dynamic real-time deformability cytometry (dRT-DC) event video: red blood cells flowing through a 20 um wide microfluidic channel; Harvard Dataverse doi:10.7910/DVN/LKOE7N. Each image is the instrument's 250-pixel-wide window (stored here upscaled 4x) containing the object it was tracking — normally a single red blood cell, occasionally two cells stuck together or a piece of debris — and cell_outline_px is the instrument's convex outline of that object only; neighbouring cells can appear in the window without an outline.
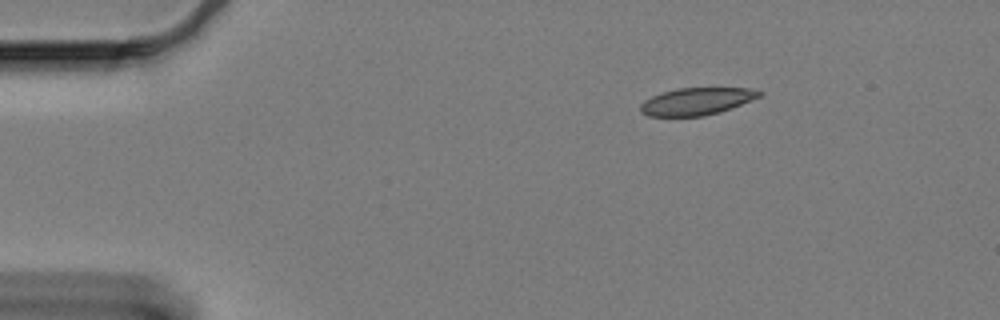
{"species": "Egyptian fruit bat (a non-hibernating species)", "species_latin": "Rousettus aegyptiacus", "temperature_condition": "cold", "stored_images_in_passage": 16, "camera_frame_rate_fps": 3000, "um_per_image_px": 0.085, "animal": {"sex": "female"}, "frame": {"image": 1, "passage_image": 1, "time_ms": 0.0, "image_size_px": [1000, 320], "cell_outline_px": [[764, 92], [760, 96], [720, 112], [704, 116], [648, 116], [640, 112], [640, 104], [644, 100], [660, 92], [676, 88], [748, 88]], "centroid_in_image_um": [59.15, 8.61], "position_along_channel_um": 25.8, "area_um2": 18.84}}
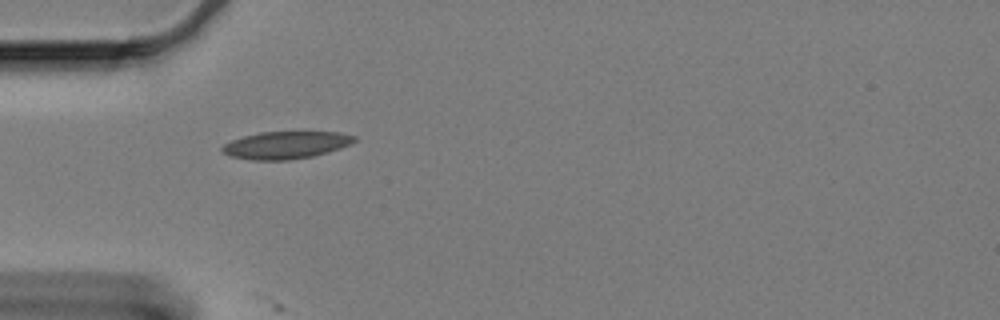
{"frame": {"image": 2, "passage_image": 10, "time_ms": 3.0, "image_size_px": [1000, 320], "cell_outline_px": [[356, 140], [340, 148], [328, 152], [312, 156], [288, 160], [252, 160], [228, 156], [220, 148], [224, 144], [232, 140], [244, 136], [260, 132], [340, 132], [356, 136]], "centroid_in_image_um": [24.28, 12.33], "position_along_channel_um": 60.7, "area_um2": 20.98}}